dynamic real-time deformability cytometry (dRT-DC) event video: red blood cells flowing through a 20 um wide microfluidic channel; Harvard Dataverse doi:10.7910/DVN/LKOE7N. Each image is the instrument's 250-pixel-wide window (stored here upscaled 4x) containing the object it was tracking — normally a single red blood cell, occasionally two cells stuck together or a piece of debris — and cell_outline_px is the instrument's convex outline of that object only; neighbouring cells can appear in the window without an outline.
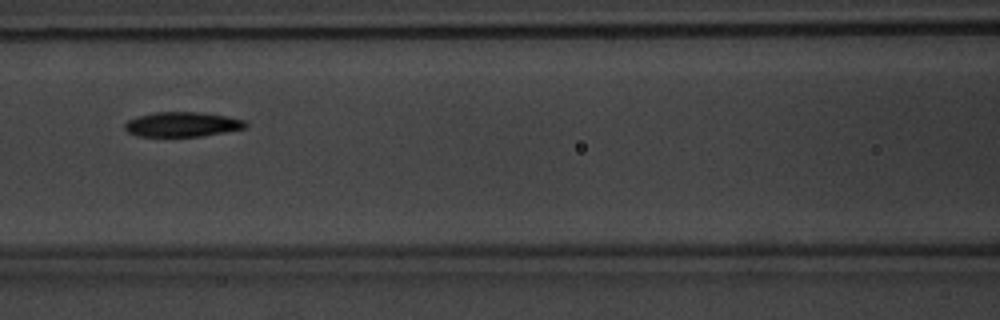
{"species": "common noctule bat (a hibernating species)", "species_latin": "Nyctalus noctula", "temperature_condition": "warm", "stored_images_in_passage": 4, "camera_frame_rate_fps": 3000, "um_per_image_px": 0.085, "animal": {"sex": "male", "body_mass_g": 20.1, "forearm_length_mm": 53.5}, "frame": {"image": 1, "passage_image": 3, "time_ms": 2.0, "image_size_px": [1000, 320], "cell_outline_px": [[248, 128], [200, 136], [136, 136], [128, 132], [124, 128], [124, 124], [128, 120], [140, 116], [156, 112], [200, 112], [228, 116], [248, 120]], "centroid_in_image_um": [15.56, 10.57], "position_along_channel_um": 151.0, "area_um2": 17.51}}
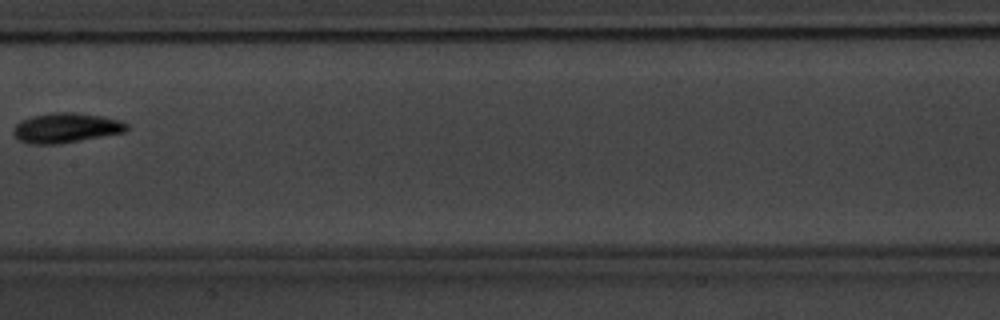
{"frame": {"image": 2, "passage_image": 4, "time_ms": 3.333, "image_size_px": [1000, 320], "cell_outline_px": [[128, 128], [124, 132], [60, 144], [28, 144], [16, 140], [12, 132], [12, 128], [20, 120], [32, 116], [56, 112], [76, 112], [100, 116], [120, 120], [128, 124]], "centroid_in_image_um": [5.54, 10.88], "position_along_channel_um": 201.9, "area_um2": 19.88}}